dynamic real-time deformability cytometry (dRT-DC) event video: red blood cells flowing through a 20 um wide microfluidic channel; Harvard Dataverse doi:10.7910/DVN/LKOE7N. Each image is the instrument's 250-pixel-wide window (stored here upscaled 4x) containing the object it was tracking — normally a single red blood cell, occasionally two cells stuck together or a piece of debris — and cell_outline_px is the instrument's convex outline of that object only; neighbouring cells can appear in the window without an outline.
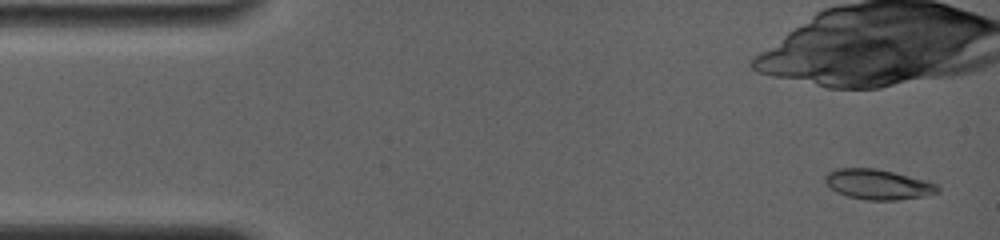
{"species": "common noctule bat (a hibernating species)", "species_latin": "Nyctalus noctula", "temperature_condition": "room temperature", "stored_images_in_passage": 5, "camera_frame_rate_fps": 4000, "um_per_image_px": 0.085, "animal": {"sex": "female", "body_mass_g": 19.0, "forearm_length_mm": 56.7}, "frame": {"image": 1, "passage_image": 1, "time_ms": 0.0, "image_size_px": [1000, 240], "cell_outline_px": [[940, 192], [924, 196], [896, 200], [864, 200], [848, 196], [836, 192], [824, 180], [824, 176], [828, 172], [836, 168], [876, 168], [924, 180], [936, 184], [940, 188]], "centroid_in_image_um": [74.61, 15.67], "position_along_channel_um": 10.4, "area_um2": 19.65}}